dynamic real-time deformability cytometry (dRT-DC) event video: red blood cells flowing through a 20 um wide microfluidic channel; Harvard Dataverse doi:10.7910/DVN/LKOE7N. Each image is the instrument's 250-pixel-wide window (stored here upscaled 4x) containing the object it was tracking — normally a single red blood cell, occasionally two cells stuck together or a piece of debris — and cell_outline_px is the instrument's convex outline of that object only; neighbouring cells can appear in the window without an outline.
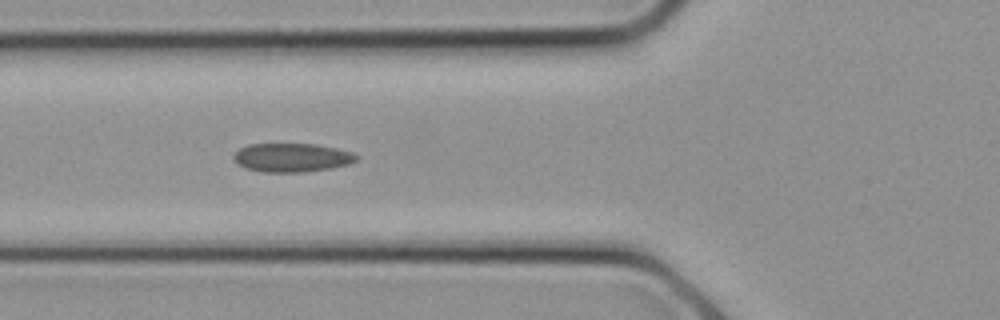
{"species": "common noctule bat (a hibernating species)", "species_latin": "Nyctalus noctula", "temperature_condition": "cold", "stored_images_in_passage": 17, "camera_frame_rate_fps": 3000, "um_per_image_px": 0.085, "animal": {"sex": "female", "body_mass_g": 21.9}, "frame": {"image": 1, "passage_image": 2, "time_ms": 0.333, "image_size_px": [1000, 320], "cell_outline_px": [[356, 160], [348, 164], [332, 168], [304, 172], [264, 172], [244, 168], [232, 156], [240, 148], [248, 144], [316, 144], [336, 148], [352, 152], [356, 156]], "centroid_in_image_um": [24.8, 13.39], "position_along_channel_um": 101.0, "area_um2": 20.4}}
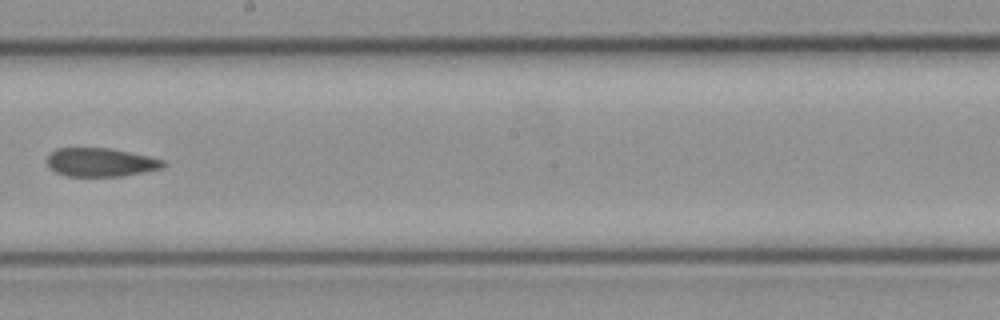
{"frame": {"image": 2, "passage_image": 7, "time_ms": 2.0, "image_size_px": [1000, 320], "cell_outline_px": [[168, 164], [164, 168], [124, 176], [68, 176], [56, 172], [48, 164], [48, 156], [56, 148], [108, 148], [148, 156], [164, 160]], "centroid_in_image_um": [8.61, 13.8], "position_along_channel_um": 239.6, "area_um2": 19.25}}
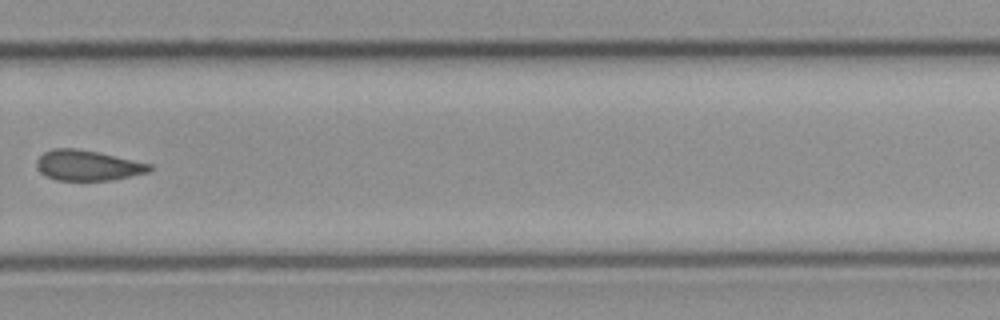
{"frame": {"image": 3, "passage_image": 10, "time_ms": 3.0, "image_size_px": [1000, 320], "cell_outline_px": [[152, 168], [148, 172], [112, 180], [56, 180], [40, 172], [36, 168], [36, 160], [44, 152], [52, 148], [76, 148], [100, 152], [152, 164]], "centroid_in_image_um": [7.44, 14.05], "position_along_channel_um": 322.4, "area_um2": 20.06}}